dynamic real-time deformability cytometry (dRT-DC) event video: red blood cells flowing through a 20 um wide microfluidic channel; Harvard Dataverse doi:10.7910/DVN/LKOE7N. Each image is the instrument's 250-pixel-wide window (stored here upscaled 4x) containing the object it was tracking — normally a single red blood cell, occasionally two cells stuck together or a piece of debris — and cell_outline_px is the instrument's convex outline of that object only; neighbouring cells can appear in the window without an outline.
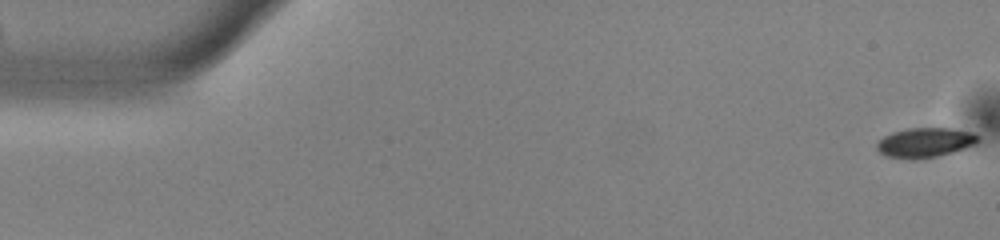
{"species": "common noctule bat (a hibernating species)", "species_latin": "Nyctalus noctula", "temperature_condition": "warm", "stored_images_in_passage": 44, "camera_frame_rate_fps": 3000, "um_per_image_px": 0.085, "animal": {"sex": "male", "body_mass_g": 13.0, "forearm_length_mm": 53.1}, "frame": {"image": 1, "passage_image": 1, "time_ms": 0.0, "image_size_px": [1000, 240], "cell_outline_px": [[976, 144], [940, 156], [916, 160], [908, 160], [884, 156], [876, 148], [876, 144], [884, 136], [892, 132], [908, 128], [948, 128], [972, 132], [976, 136]], "centroid_in_image_um": [78.56, 12.14], "position_along_channel_um": 6.4, "area_um2": 17.57}}
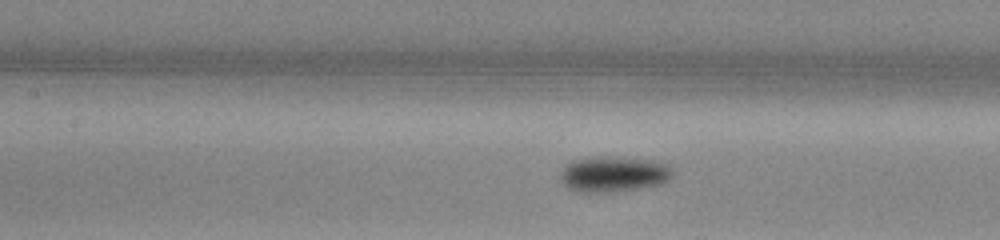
{"frame": {"image": 2, "passage_image": 24, "time_ms": 7.667, "image_size_px": [1000, 240], "cell_outline_px": [[672, 176], [664, 184], [640, 188], [608, 192], [576, 192], [568, 188], [560, 180], [560, 172], [568, 164], [576, 160], [592, 156], [600, 156], [652, 160], [668, 164], [672, 168]], "centroid_in_image_um": [52.17, 14.81], "position_along_channel_um": 155.2, "area_um2": 23.35}}
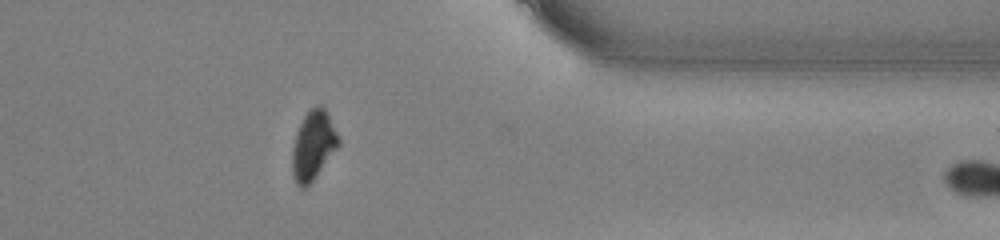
{"frame": {"image": 3, "passage_image": 43, "time_ms": 14.0, "image_size_px": [1000, 240], "cell_outline_px": [[340, 144], [316, 176], [304, 188], [300, 188], [296, 184], [292, 176], [292, 148], [296, 132], [304, 116], [316, 104], [320, 104], [324, 108], [340, 140]], "centroid_in_image_um": [26.6, 12.38], "position_along_channel_um": 384.8, "area_um2": 18.38}}